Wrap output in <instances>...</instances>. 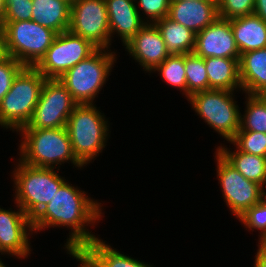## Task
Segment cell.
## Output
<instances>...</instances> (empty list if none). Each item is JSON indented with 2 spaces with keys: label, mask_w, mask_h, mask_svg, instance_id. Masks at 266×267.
Wrapping results in <instances>:
<instances>
[{
  "label": "cell",
  "mask_w": 266,
  "mask_h": 267,
  "mask_svg": "<svg viewBox=\"0 0 266 267\" xmlns=\"http://www.w3.org/2000/svg\"><path fill=\"white\" fill-rule=\"evenodd\" d=\"M0 267H6V264H4V262H2L1 259H0Z\"/></svg>",
  "instance_id": "b9f144b4"
},
{
  "label": "cell",
  "mask_w": 266,
  "mask_h": 267,
  "mask_svg": "<svg viewBox=\"0 0 266 267\" xmlns=\"http://www.w3.org/2000/svg\"><path fill=\"white\" fill-rule=\"evenodd\" d=\"M25 66L11 56L3 55L0 57V103L2 98L10 90L17 74Z\"/></svg>",
  "instance_id": "f546056e"
},
{
  "label": "cell",
  "mask_w": 266,
  "mask_h": 267,
  "mask_svg": "<svg viewBox=\"0 0 266 267\" xmlns=\"http://www.w3.org/2000/svg\"><path fill=\"white\" fill-rule=\"evenodd\" d=\"M65 181L50 202L32 219L33 232L50 227L71 229L65 243L66 251H80L98 238L87 229L102 218V206L85 191ZM87 226V227H86Z\"/></svg>",
  "instance_id": "6da1fadb"
},
{
  "label": "cell",
  "mask_w": 266,
  "mask_h": 267,
  "mask_svg": "<svg viewBox=\"0 0 266 267\" xmlns=\"http://www.w3.org/2000/svg\"><path fill=\"white\" fill-rule=\"evenodd\" d=\"M98 48L69 30L58 33L45 55L34 66L46 79H58Z\"/></svg>",
  "instance_id": "9c48e42d"
},
{
  "label": "cell",
  "mask_w": 266,
  "mask_h": 267,
  "mask_svg": "<svg viewBox=\"0 0 266 267\" xmlns=\"http://www.w3.org/2000/svg\"><path fill=\"white\" fill-rule=\"evenodd\" d=\"M77 103L59 79H46L39 101L27 126L23 128L51 129L66 127Z\"/></svg>",
  "instance_id": "30bf717a"
},
{
  "label": "cell",
  "mask_w": 266,
  "mask_h": 267,
  "mask_svg": "<svg viewBox=\"0 0 266 267\" xmlns=\"http://www.w3.org/2000/svg\"><path fill=\"white\" fill-rule=\"evenodd\" d=\"M67 254L74 257L77 261L80 262L78 267H95L94 264L88 259V257L80 251H67Z\"/></svg>",
  "instance_id": "e575fe53"
},
{
  "label": "cell",
  "mask_w": 266,
  "mask_h": 267,
  "mask_svg": "<svg viewBox=\"0 0 266 267\" xmlns=\"http://www.w3.org/2000/svg\"><path fill=\"white\" fill-rule=\"evenodd\" d=\"M16 205L17 211L0 207V253L20 259L31 254L29 237L33 228L32 220Z\"/></svg>",
  "instance_id": "4fadbf2b"
},
{
  "label": "cell",
  "mask_w": 266,
  "mask_h": 267,
  "mask_svg": "<svg viewBox=\"0 0 266 267\" xmlns=\"http://www.w3.org/2000/svg\"><path fill=\"white\" fill-rule=\"evenodd\" d=\"M0 33L3 53L29 67L41 60L57 35L34 20L0 22Z\"/></svg>",
  "instance_id": "8992f818"
},
{
  "label": "cell",
  "mask_w": 266,
  "mask_h": 267,
  "mask_svg": "<svg viewBox=\"0 0 266 267\" xmlns=\"http://www.w3.org/2000/svg\"><path fill=\"white\" fill-rule=\"evenodd\" d=\"M244 114H240L239 131L266 133V96L245 95Z\"/></svg>",
  "instance_id": "d4e9b609"
},
{
  "label": "cell",
  "mask_w": 266,
  "mask_h": 267,
  "mask_svg": "<svg viewBox=\"0 0 266 267\" xmlns=\"http://www.w3.org/2000/svg\"><path fill=\"white\" fill-rule=\"evenodd\" d=\"M46 78L35 68L25 66L15 77L0 103V126L18 132L27 126L39 101Z\"/></svg>",
  "instance_id": "5b68a950"
},
{
  "label": "cell",
  "mask_w": 266,
  "mask_h": 267,
  "mask_svg": "<svg viewBox=\"0 0 266 267\" xmlns=\"http://www.w3.org/2000/svg\"><path fill=\"white\" fill-rule=\"evenodd\" d=\"M240 55L266 48V22L255 14L230 19Z\"/></svg>",
  "instance_id": "d6986e66"
},
{
  "label": "cell",
  "mask_w": 266,
  "mask_h": 267,
  "mask_svg": "<svg viewBox=\"0 0 266 267\" xmlns=\"http://www.w3.org/2000/svg\"><path fill=\"white\" fill-rule=\"evenodd\" d=\"M153 72L157 71L161 78L173 88L181 90L187 97V83L185 74L184 54H171Z\"/></svg>",
  "instance_id": "484cf974"
},
{
  "label": "cell",
  "mask_w": 266,
  "mask_h": 267,
  "mask_svg": "<svg viewBox=\"0 0 266 267\" xmlns=\"http://www.w3.org/2000/svg\"><path fill=\"white\" fill-rule=\"evenodd\" d=\"M4 53H3V45H2V36H1V33H0V57L3 56Z\"/></svg>",
  "instance_id": "f35d334b"
},
{
  "label": "cell",
  "mask_w": 266,
  "mask_h": 267,
  "mask_svg": "<svg viewBox=\"0 0 266 267\" xmlns=\"http://www.w3.org/2000/svg\"><path fill=\"white\" fill-rule=\"evenodd\" d=\"M70 32L98 49H110L111 36L105 0H76L70 6Z\"/></svg>",
  "instance_id": "8fae6325"
},
{
  "label": "cell",
  "mask_w": 266,
  "mask_h": 267,
  "mask_svg": "<svg viewBox=\"0 0 266 267\" xmlns=\"http://www.w3.org/2000/svg\"><path fill=\"white\" fill-rule=\"evenodd\" d=\"M138 3V6L136 5V8L140 14L142 16L143 19V15L144 17L145 15L147 17H145V22L146 23H152L154 24L156 21L166 17L168 15L169 12V7H170V3L171 0H135ZM139 8H141L139 10ZM149 19V20H148Z\"/></svg>",
  "instance_id": "1f68e13d"
},
{
  "label": "cell",
  "mask_w": 266,
  "mask_h": 267,
  "mask_svg": "<svg viewBox=\"0 0 266 267\" xmlns=\"http://www.w3.org/2000/svg\"><path fill=\"white\" fill-rule=\"evenodd\" d=\"M254 267H266V240H259Z\"/></svg>",
  "instance_id": "836d02e7"
},
{
  "label": "cell",
  "mask_w": 266,
  "mask_h": 267,
  "mask_svg": "<svg viewBox=\"0 0 266 267\" xmlns=\"http://www.w3.org/2000/svg\"><path fill=\"white\" fill-rule=\"evenodd\" d=\"M31 20L62 33L69 29L70 5L63 0H32Z\"/></svg>",
  "instance_id": "44dd1931"
},
{
  "label": "cell",
  "mask_w": 266,
  "mask_h": 267,
  "mask_svg": "<svg viewBox=\"0 0 266 267\" xmlns=\"http://www.w3.org/2000/svg\"><path fill=\"white\" fill-rule=\"evenodd\" d=\"M12 1H19V0H3L4 7H6Z\"/></svg>",
  "instance_id": "ab89813d"
},
{
  "label": "cell",
  "mask_w": 266,
  "mask_h": 267,
  "mask_svg": "<svg viewBox=\"0 0 266 267\" xmlns=\"http://www.w3.org/2000/svg\"><path fill=\"white\" fill-rule=\"evenodd\" d=\"M32 17V0L12 1L6 7L1 22L29 21Z\"/></svg>",
  "instance_id": "d6a6232c"
},
{
  "label": "cell",
  "mask_w": 266,
  "mask_h": 267,
  "mask_svg": "<svg viewBox=\"0 0 266 267\" xmlns=\"http://www.w3.org/2000/svg\"><path fill=\"white\" fill-rule=\"evenodd\" d=\"M239 77L246 95L266 96V48L240 55Z\"/></svg>",
  "instance_id": "ac0fdd59"
},
{
  "label": "cell",
  "mask_w": 266,
  "mask_h": 267,
  "mask_svg": "<svg viewBox=\"0 0 266 267\" xmlns=\"http://www.w3.org/2000/svg\"><path fill=\"white\" fill-rule=\"evenodd\" d=\"M187 98L196 92L209 90L204 58L194 53L184 54Z\"/></svg>",
  "instance_id": "4316f807"
},
{
  "label": "cell",
  "mask_w": 266,
  "mask_h": 267,
  "mask_svg": "<svg viewBox=\"0 0 266 267\" xmlns=\"http://www.w3.org/2000/svg\"><path fill=\"white\" fill-rule=\"evenodd\" d=\"M102 114L94 104H77L66 123L74 155L83 166L107 145L109 124Z\"/></svg>",
  "instance_id": "3957f363"
},
{
  "label": "cell",
  "mask_w": 266,
  "mask_h": 267,
  "mask_svg": "<svg viewBox=\"0 0 266 267\" xmlns=\"http://www.w3.org/2000/svg\"><path fill=\"white\" fill-rule=\"evenodd\" d=\"M240 58L207 57L204 58L209 80V90H242L239 77Z\"/></svg>",
  "instance_id": "ffe728a7"
},
{
  "label": "cell",
  "mask_w": 266,
  "mask_h": 267,
  "mask_svg": "<svg viewBox=\"0 0 266 267\" xmlns=\"http://www.w3.org/2000/svg\"><path fill=\"white\" fill-rule=\"evenodd\" d=\"M21 143L18 155L21 162L41 168H52L65 162L75 168L83 169V165L76 159L66 127L51 129L22 128ZM69 161V162H68Z\"/></svg>",
  "instance_id": "7a4b0ae2"
},
{
  "label": "cell",
  "mask_w": 266,
  "mask_h": 267,
  "mask_svg": "<svg viewBox=\"0 0 266 267\" xmlns=\"http://www.w3.org/2000/svg\"><path fill=\"white\" fill-rule=\"evenodd\" d=\"M63 1L67 2L71 6L76 0H63Z\"/></svg>",
  "instance_id": "60d3db41"
},
{
  "label": "cell",
  "mask_w": 266,
  "mask_h": 267,
  "mask_svg": "<svg viewBox=\"0 0 266 267\" xmlns=\"http://www.w3.org/2000/svg\"><path fill=\"white\" fill-rule=\"evenodd\" d=\"M4 11H5V7L3 4V0H0V22H1L3 15H4Z\"/></svg>",
  "instance_id": "74e56055"
},
{
  "label": "cell",
  "mask_w": 266,
  "mask_h": 267,
  "mask_svg": "<svg viewBox=\"0 0 266 267\" xmlns=\"http://www.w3.org/2000/svg\"><path fill=\"white\" fill-rule=\"evenodd\" d=\"M154 24L159 29L170 55L193 53L196 34L190 29L167 16Z\"/></svg>",
  "instance_id": "cb8c5ba5"
},
{
  "label": "cell",
  "mask_w": 266,
  "mask_h": 267,
  "mask_svg": "<svg viewBox=\"0 0 266 267\" xmlns=\"http://www.w3.org/2000/svg\"><path fill=\"white\" fill-rule=\"evenodd\" d=\"M13 170L15 204L32 220L47 205L60 186L66 181L60 169L27 165L20 160Z\"/></svg>",
  "instance_id": "277c9868"
},
{
  "label": "cell",
  "mask_w": 266,
  "mask_h": 267,
  "mask_svg": "<svg viewBox=\"0 0 266 267\" xmlns=\"http://www.w3.org/2000/svg\"><path fill=\"white\" fill-rule=\"evenodd\" d=\"M230 143L245 153L266 157V133L238 131Z\"/></svg>",
  "instance_id": "83f0119b"
},
{
  "label": "cell",
  "mask_w": 266,
  "mask_h": 267,
  "mask_svg": "<svg viewBox=\"0 0 266 267\" xmlns=\"http://www.w3.org/2000/svg\"><path fill=\"white\" fill-rule=\"evenodd\" d=\"M167 17L197 34L219 17L217 1L171 0Z\"/></svg>",
  "instance_id": "2e32d148"
},
{
  "label": "cell",
  "mask_w": 266,
  "mask_h": 267,
  "mask_svg": "<svg viewBox=\"0 0 266 267\" xmlns=\"http://www.w3.org/2000/svg\"><path fill=\"white\" fill-rule=\"evenodd\" d=\"M218 15L222 19L253 14L255 0H216Z\"/></svg>",
  "instance_id": "f1b7e54d"
},
{
  "label": "cell",
  "mask_w": 266,
  "mask_h": 267,
  "mask_svg": "<svg viewBox=\"0 0 266 267\" xmlns=\"http://www.w3.org/2000/svg\"><path fill=\"white\" fill-rule=\"evenodd\" d=\"M95 267H153L150 264L138 261L124 255L105 244L102 239L95 238L81 250Z\"/></svg>",
  "instance_id": "603a6c76"
},
{
  "label": "cell",
  "mask_w": 266,
  "mask_h": 267,
  "mask_svg": "<svg viewBox=\"0 0 266 267\" xmlns=\"http://www.w3.org/2000/svg\"><path fill=\"white\" fill-rule=\"evenodd\" d=\"M238 220L250 231L259 230V240H266V208L260 203L246 210Z\"/></svg>",
  "instance_id": "4dcf8cb0"
},
{
  "label": "cell",
  "mask_w": 266,
  "mask_h": 267,
  "mask_svg": "<svg viewBox=\"0 0 266 267\" xmlns=\"http://www.w3.org/2000/svg\"><path fill=\"white\" fill-rule=\"evenodd\" d=\"M235 91L210 89L191 94L193 110L228 143L240 129V109L234 99Z\"/></svg>",
  "instance_id": "ba28073f"
},
{
  "label": "cell",
  "mask_w": 266,
  "mask_h": 267,
  "mask_svg": "<svg viewBox=\"0 0 266 267\" xmlns=\"http://www.w3.org/2000/svg\"><path fill=\"white\" fill-rule=\"evenodd\" d=\"M111 41L118 34L123 46L146 24L136 8L134 0H105ZM116 32V33H115Z\"/></svg>",
  "instance_id": "e0dca14e"
},
{
  "label": "cell",
  "mask_w": 266,
  "mask_h": 267,
  "mask_svg": "<svg viewBox=\"0 0 266 267\" xmlns=\"http://www.w3.org/2000/svg\"><path fill=\"white\" fill-rule=\"evenodd\" d=\"M124 46L146 73H151L170 55L159 29L152 23H146Z\"/></svg>",
  "instance_id": "9a60e30c"
},
{
  "label": "cell",
  "mask_w": 266,
  "mask_h": 267,
  "mask_svg": "<svg viewBox=\"0 0 266 267\" xmlns=\"http://www.w3.org/2000/svg\"><path fill=\"white\" fill-rule=\"evenodd\" d=\"M259 203H260L264 208H266V193H265V189H263V190L261 191L260 199H259Z\"/></svg>",
  "instance_id": "8d00e7d4"
},
{
  "label": "cell",
  "mask_w": 266,
  "mask_h": 267,
  "mask_svg": "<svg viewBox=\"0 0 266 267\" xmlns=\"http://www.w3.org/2000/svg\"><path fill=\"white\" fill-rule=\"evenodd\" d=\"M253 14L266 22V0H255Z\"/></svg>",
  "instance_id": "d590c367"
},
{
  "label": "cell",
  "mask_w": 266,
  "mask_h": 267,
  "mask_svg": "<svg viewBox=\"0 0 266 267\" xmlns=\"http://www.w3.org/2000/svg\"><path fill=\"white\" fill-rule=\"evenodd\" d=\"M217 178L220 183L224 202L235 217H240L246 210L259 203L264 189L256 182L247 180L217 150Z\"/></svg>",
  "instance_id": "7c38bea8"
},
{
  "label": "cell",
  "mask_w": 266,
  "mask_h": 267,
  "mask_svg": "<svg viewBox=\"0 0 266 267\" xmlns=\"http://www.w3.org/2000/svg\"><path fill=\"white\" fill-rule=\"evenodd\" d=\"M97 49L58 79L70 92L77 104H94L116 62V52Z\"/></svg>",
  "instance_id": "52a82bcc"
},
{
  "label": "cell",
  "mask_w": 266,
  "mask_h": 267,
  "mask_svg": "<svg viewBox=\"0 0 266 267\" xmlns=\"http://www.w3.org/2000/svg\"><path fill=\"white\" fill-rule=\"evenodd\" d=\"M243 177L266 186V157L240 151L237 147L233 152L226 146H218L216 149Z\"/></svg>",
  "instance_id": "7402d4cb"
},
{
  "label": "cell",
  "mask_w": 266,
  "mask_h": 267,
  "mask_svg": "<svg viewBox=\"0 0 266 267\" xmlns=\"http://www.w3.org/2000/svg\"><path fill=\"white\" fill-rule=\"evenodd\" d=\"M193 53L202 58H240L230 19L218 17L195 36Z\"/></svg>",
  "instance_id": "5bb4252c"
}]
</instances>
